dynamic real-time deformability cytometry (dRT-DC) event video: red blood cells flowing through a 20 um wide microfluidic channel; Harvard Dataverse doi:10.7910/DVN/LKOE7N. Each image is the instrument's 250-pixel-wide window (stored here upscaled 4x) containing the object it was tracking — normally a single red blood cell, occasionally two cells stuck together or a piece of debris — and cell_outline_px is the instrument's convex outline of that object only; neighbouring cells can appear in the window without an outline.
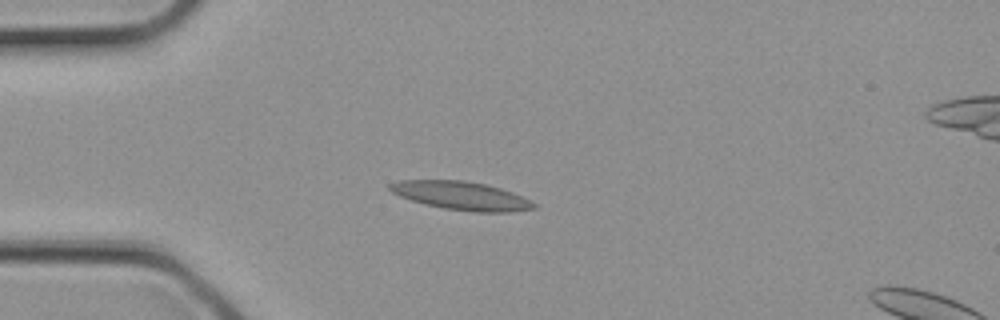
{"species": "common noctule bat (a hibernating species)", "species_latin": "Nyctalus noctula", "temperature_condition": "cold", "stored_images_in_passage": 2, "camera_frame_rate_fps": 3000, "um_per_image_px": 0.085, "animal": {"sex": "female", "body_mass_g": 21.9}, "frame": {"image": 1, "passage_image": 1, "time_ms": 0.0, "image_size_px": [1000, 320], "cell_outline_px": [[536, 208], [508, 212], [472, 212], [444, 208], [412, 200], [400, 196], [392, 192], [388, 188], [388, 184], [400, 180], [464, 180], [484, 184], [500, 188], [512, 192], [536, 204]], "centroid_in_image_um": [39.19, 16.63], "position_along_channel_um": 45.8, "area_um2": 23.52}}